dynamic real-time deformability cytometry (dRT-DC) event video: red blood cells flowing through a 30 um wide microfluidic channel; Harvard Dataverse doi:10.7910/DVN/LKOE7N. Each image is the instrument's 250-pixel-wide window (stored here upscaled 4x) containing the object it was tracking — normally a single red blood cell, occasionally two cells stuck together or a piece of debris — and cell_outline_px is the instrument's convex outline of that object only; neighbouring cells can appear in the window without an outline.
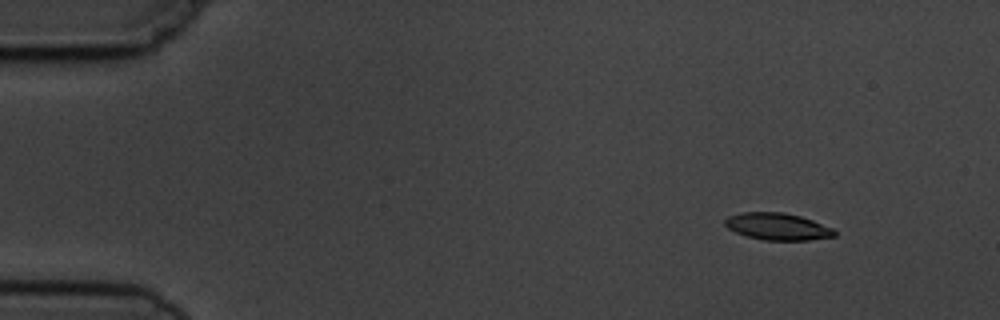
{"species": "common noctule bat (a hibernating species)", "species_latin": "Nyctalus noctula", "temperature_condition": "cold", "stored_images_in_passage": 5, "camera_frame_rate_fps": 3000, "um_per_image_px": 0.085, "animal": {"sex": "male", "body_mass_g": 19.5, "forearm_length_mm": 54.6}, "frame": {"image": 1, "passage_image": 2, "time_ms": 1.0, "image_size_px": [1000, 320], "cell_outline_px": [[836, 236], [808, 240], [764, 240], [748, 236], [736, 232], [728, 228], [724, 224], [724, 220], [728, 216], [740, 212], [784, 212], [800, 216], [812, 220], [832, 228], [836, 232]], "centroid_in_image_um": [66.08, 19.24], "position_along_channel_um": 18.9, "area_um2": 17.17}}
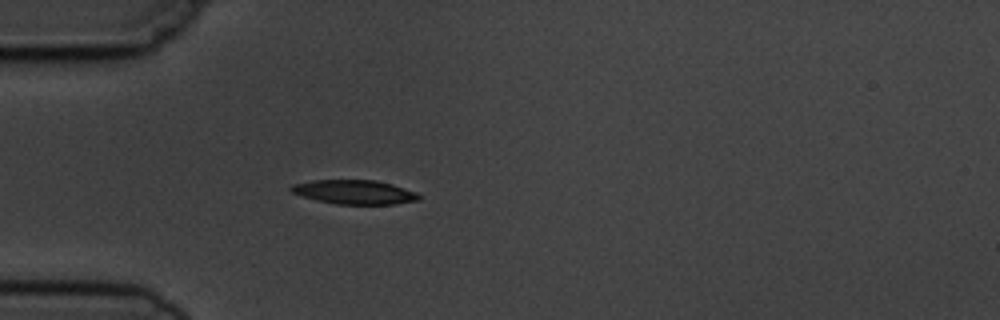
{"frame": {"image": 2, "passage_image": 5, "time_ms": 4.333, "image_size_px": [1000, 320], "cell_outline_px": [[420, 200], [396, 204], [336, 204], [316, 200], [292, 192], [288, 188], [292, 184], [312, 180], [376, 180], [392, 184], [416, 192], [420, 196]], "centroid_in_image_um": [30.13, 16.32], "position_along_channel_um": 54.9, "area_um2": 17.98}}